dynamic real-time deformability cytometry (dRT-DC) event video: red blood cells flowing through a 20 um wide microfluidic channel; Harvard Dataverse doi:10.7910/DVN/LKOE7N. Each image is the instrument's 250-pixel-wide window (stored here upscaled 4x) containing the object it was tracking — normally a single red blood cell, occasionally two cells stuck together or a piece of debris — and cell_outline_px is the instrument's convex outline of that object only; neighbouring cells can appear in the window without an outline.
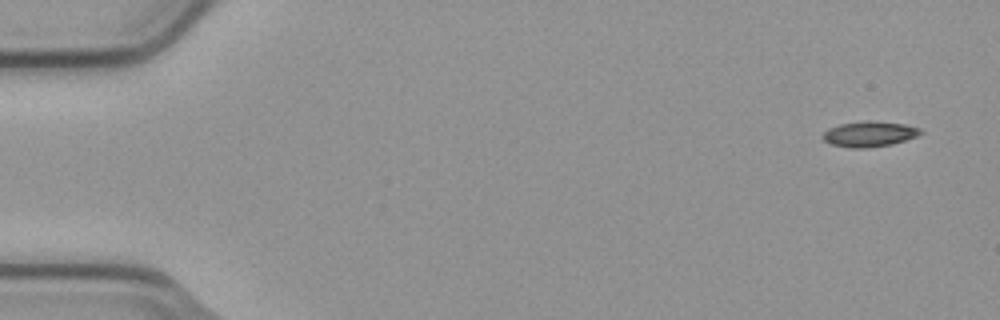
{"species": "common noctule bat (a hibernating species)", "species_latin": "Nyctalus noctula", "temperature_condition": "cold", "stored_images_in_passage": 6, "segment_of_instrument_passage": [1, 2], "camera_frame_rate_fps": 3000, "um_per_image_px": 0.085, "animal": {"sex": "male", "body_mass_g": 23.1, "forearm_length_mm": 52.7}, "frame": {"image": 1, "passage_image": 1, "time_ms": 0.0, "image_size_px": [1000, 320], "cell_outline_px": [[924, 132], [916, 136], [892, 144], [868, 148], [848, 148], [832, 144], [824, 140], [824, 132], [828, 128], [840, 124], [904, 124], [920, 128]], "centroid_in_image_um": [73.89, 11.46], "position_along_channel_um": 11.1, "area_um2": 13.47}}
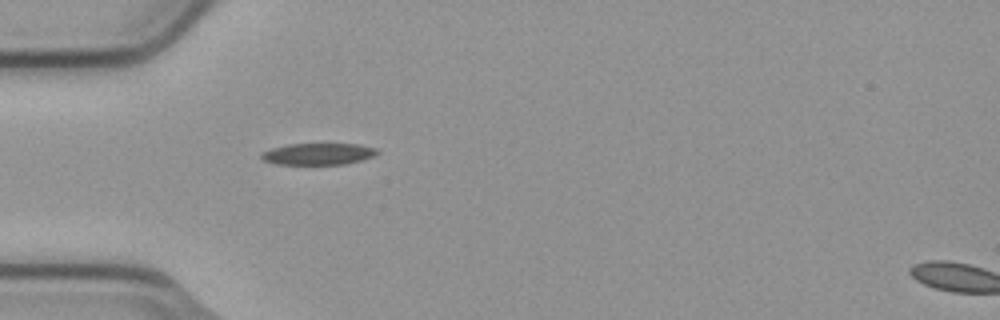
{"frame": {"image": 2, "passage_image": 5, "time_ms": 1.333, "image_size_px": [1000, 320], "cell_outline_px": [[380, 152], [372, 156], [360, 160], [344, 164], [276, 164], [264, 160], [260, 156], [260, 152], [272, 148], [288, 144], [356, 144], [376, 148]], "centroid_in_image_um": [27.01, 13.08], "position_along_channel_um": 58.0, "area_um2": 14.45}}